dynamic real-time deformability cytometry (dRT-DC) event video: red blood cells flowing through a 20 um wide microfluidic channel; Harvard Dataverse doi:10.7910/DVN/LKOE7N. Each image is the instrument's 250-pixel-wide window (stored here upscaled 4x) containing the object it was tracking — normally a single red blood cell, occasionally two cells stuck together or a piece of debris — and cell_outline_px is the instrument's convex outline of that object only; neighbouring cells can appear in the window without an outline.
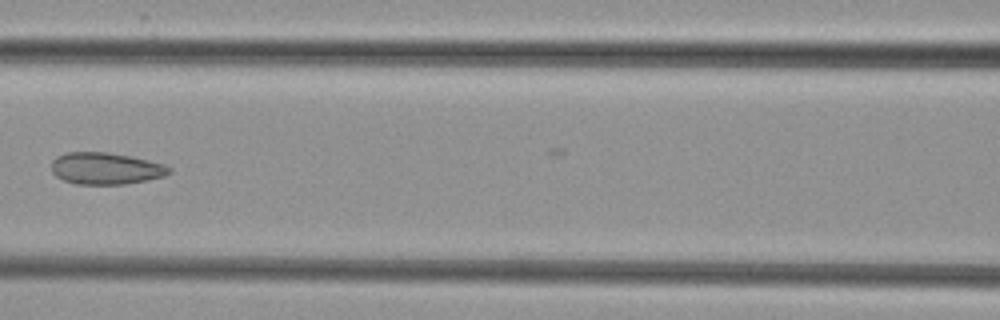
{"species": "common noctule bat (a hibernating species)", "species_latin": "Nyctalus noctula", "temperature_condition": "cold", "stored_images_in_passage": 8, "camera_frame_rate_fps": 3000, "um_per_image_px": 0.085, "animal": {"sex": "female", "body_mass_g": 29.2, "forearm_length_mm": 56.3}, "frame": {"image": 1, "passage_image": 7, "time_ms": 7.0, "image_size_px": [1000, 320], "cell_outline_px": [[172, 172], [164, 176], [148, 180], [124, 184], [76, 184], [64, 180], [56, 176], [52, 172], [52, 160], [56, 156], [64, 152], [108, 152], [132, 156], [164, 164], [172, 168]], "centroid_in_image_um": [9.0, 14.31], "position_along_channel_um": 157.6, "area_um2": 22.02}}
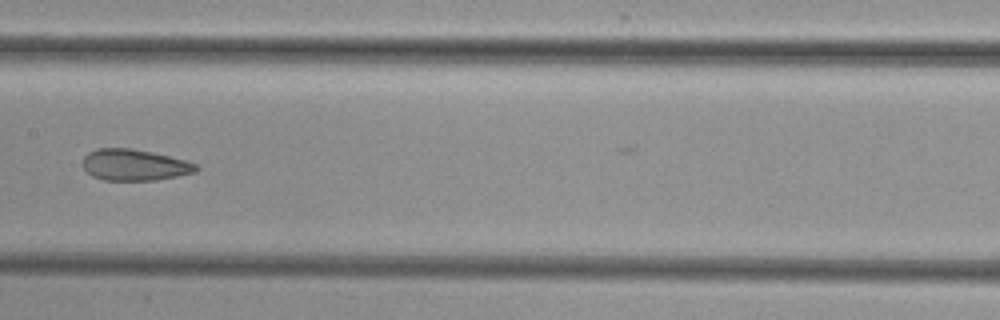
{"frame": {"image": 2, "passage_image": 8, "time_ms": 8.0, "image_size_px": [1000, 320], "cell_outline_px": [[200, 168], [196, 172], [156, 180], [104, 180], [92, 176], [84, 168], [84, 156], [88, 152], [96, 148], [132, 148], [152, 152], [188, 160], [196, 164]], "centroid_in_image_um": [11.46, 14.01], "position_along_channel_um": 195.9, "area_um2": 20.75}}